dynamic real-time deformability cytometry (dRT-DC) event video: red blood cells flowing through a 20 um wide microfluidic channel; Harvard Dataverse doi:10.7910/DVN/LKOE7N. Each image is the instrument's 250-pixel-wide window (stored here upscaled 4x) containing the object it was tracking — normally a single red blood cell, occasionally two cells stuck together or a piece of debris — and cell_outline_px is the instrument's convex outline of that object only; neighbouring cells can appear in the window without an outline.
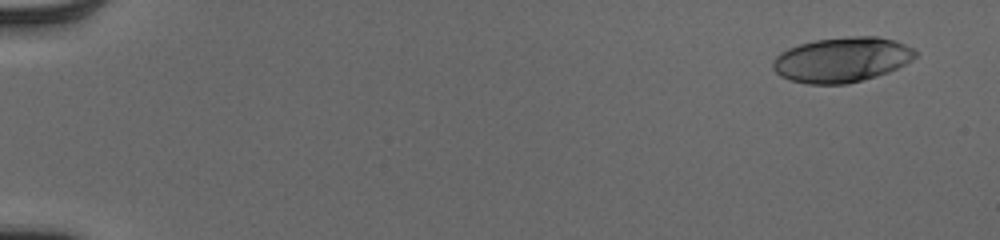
{"species": "human", "species_latin": "Homo sapiens", "temperature_condition": "cold", "stored_images_in_passage": 51, "camera_frame_rate_fps": 3000, "um_per_image_px": 0.085, "donor": {"sex": "male"}, "frame": {"image": 1, "passage_image": 1, "time_ms": 0.0, "image_size_px": [1000, 240], "cell_outline_px": [[916, 56], [912, 60], [888, 72], [876, 76], [848, 84], [808, 84], [792, 80], [780, 76], [772, 68], [772, 60], [780, 52], [788, 48], [800, 44], [816, 40], [848, 36], [876, 36], [896, 40], [912, 48], [916, 52]], "centroid_in_image_um": [71.54, 5.07], "position_along_channel_um": 13.5, "area_um2": 37.34}}
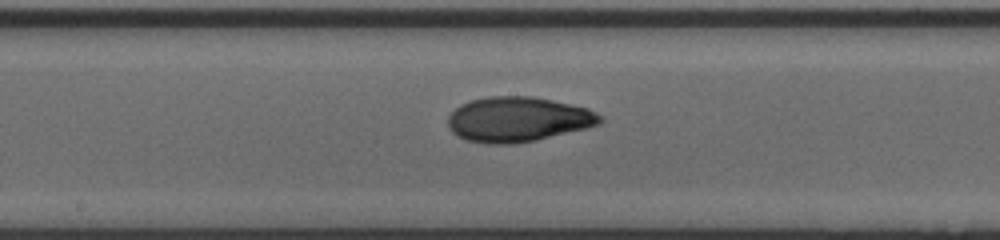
{"frame": {"image": 2, "passage_image": 28, "time_ms": 9.0, "image_size_px": [1000, 240], "cell_outline_px": [[604, 120], [600, 124], [536, 140], [512, 144], [488, 144], [468, 140], [456, 136], [448, 128], [448, 116], [460, 104], [472, 100], [488, 96], [532, 96], [552, 100], [588, 108], [604, 116]], "centroid_in_image_um": [44.02, 10.14], "position_along_channel_um": 204.2, "area_um2": 39.88}}
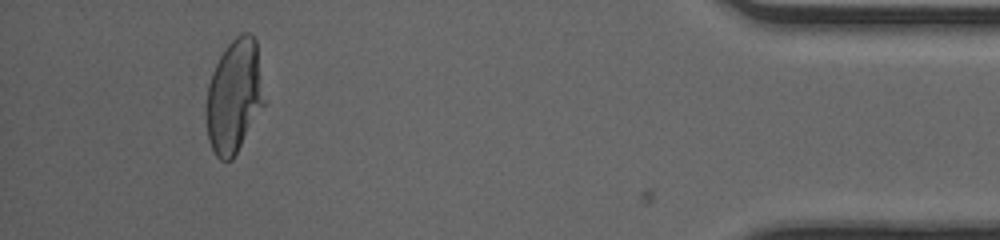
{"frame": {"image": 3, "passage_image": 48, "time_ms": 15.667, "image_size_px": [1000, 240], "cell_outline_px": [[264, 104], [232, 160], [220, 160], [216, 156], [208, 140], [204, 116], [204, 112], [208, 84], [212, 72], [220, 56], [228, 44], [236, 36], [244, 32], [248, 32], [256, 40], [264, 100]], "centroid_in_image_um": [19.86, 8.2], "position_along_channel_um": 415.3, "area_um2": 38.21}, "authors_computed_cell_mechanics": {"area_um2": 38.2058, "velocity_mm_per_s": 3.9728, "shape_relaxation_time_tau1_ms": 7.4896, "shape_relaxation_time_tau2_ms": 1.2302, "deformation_change_tau1": 0.2659, "deformation_change_tau2": 0.0623}}